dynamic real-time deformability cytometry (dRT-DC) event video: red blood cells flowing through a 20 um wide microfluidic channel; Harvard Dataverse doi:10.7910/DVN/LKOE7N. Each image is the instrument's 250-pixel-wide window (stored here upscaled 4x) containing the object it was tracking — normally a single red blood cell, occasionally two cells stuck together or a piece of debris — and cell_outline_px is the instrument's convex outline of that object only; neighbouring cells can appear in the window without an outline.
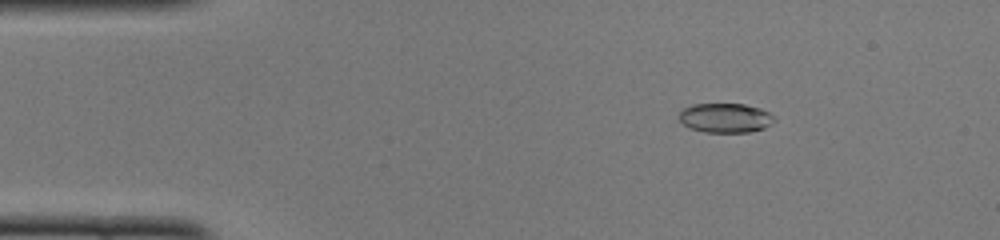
{"species": "common noctule bat (a hibernating species)", "species_latin": "Nyctalus noctula", "temperature_condition": "cold", "stored_images_in_passage": 51, "camera_frame_rate_fps": 3000, "um_per_image_px": 0.085, "animal": {"sex": "female", "body_mass_g": 22.0, "forearm_length_mm": 56.7}, "frame": {"image": 1, "passage_image": 8, "time_ms": 2.333, "image_size_px": [1000, 240], "cell_outline_px": [[776, 120], [764, 128], [748, 132], [704, 132], [688, 128], [680, 120], [680, 112], [684, 108], [692, 104], [744, 104], [760, 108], [768, 112]], "centroid_in_image_um": [61.64, 10.02], "position_along_channel_um": 23.4, "area_um2": 16.24}}
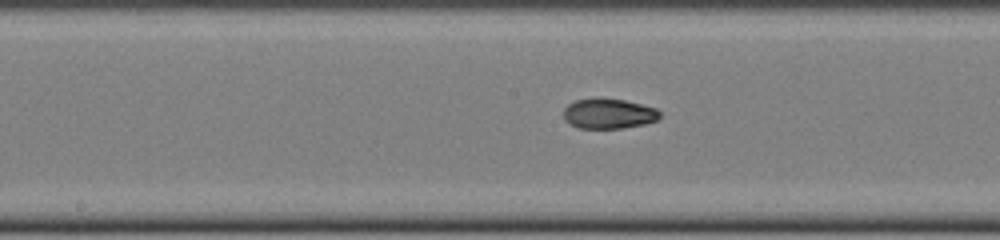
{"frame": {"image": 2, "passage_image": 26, "time_ms": 8.333, "image_size_px": [1000, 240], "cell_outline_px": [[660, 116], [656, 120], [644, 124], [620, 128], [580, 128], [568, 124], [564, 120], [564, 108], [568, 104], [576, 100], [600, 96], [624, 100], [656, 108], [660, 112]], "centroid_in_image_um": [51.69, 9.64], "position_along_channel_um": 196.5, "area_um2": 17.11}}
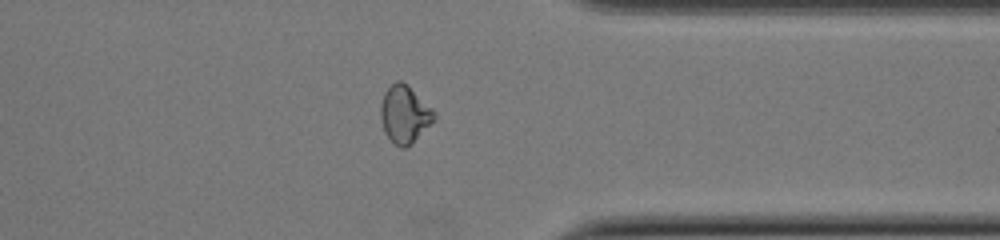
{"frame": {"image": 3, "passage_image": 40, "time_ms": 13.0, "image_size_px": [1000, 240], "cell_outline_px": [[436, 120], [412, 144], [404, 148], [400, 148], [384, 132], [380, 116], [380, 104], [384, 92], [396, 80], [400, 80], [432, 108], [436, 112]], "centroid_in_image_um": [34.4, 9.74], "position_along_channel_um": 377.0, "area_um2": 17.86}, "authors_computed_cell_mechanics": {"area_um2": 17.34, "velocity_mm_per_s": 3.999, "shape_relaxation_time_tau1_ms": null, "shape_relaxation_time_tau2_ms": 1.8652, "deformation_change_tau1": null, "deformation_change_tau2": 0.0569}}